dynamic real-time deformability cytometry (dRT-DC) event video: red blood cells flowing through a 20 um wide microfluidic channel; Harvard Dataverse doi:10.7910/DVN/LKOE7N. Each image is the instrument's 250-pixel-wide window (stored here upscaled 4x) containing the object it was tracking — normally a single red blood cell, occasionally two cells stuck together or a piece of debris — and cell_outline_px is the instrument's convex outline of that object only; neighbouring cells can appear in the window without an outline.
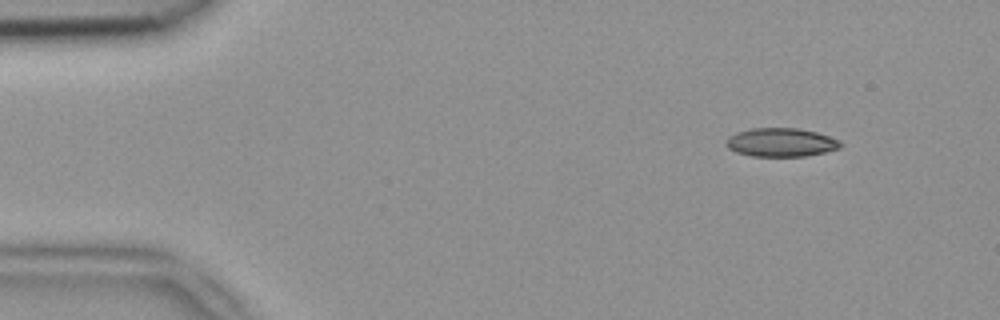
{"species": "common noctule bat (a hibernating species)", "species_latin": "Nyctalus noctula", "temperature_condition": "room temperature", "stored_images_in_passage": 48, "camera_frame_rate_fps": 3000, "um_per_image_px": 0.085, "animal": {"sex": "female", "body_mass_g": 18.4}, "frame": {"image": 1, "passage_image": 4, "time_ms": 1.0, "image_size_px": [1000, 320], "cell_outline_px": [[844, 144], [840, 148], [824, 152], [804, 156], [752, 156], [736, 152], [728, 148], [724, 144], [728, 136], [736, 132], [752, 128], [796, 128], [816, 132], [840, 140]], "centroid_in_image_um": [66.37, 12.1], "position_along_channel_um": 18.6, "area_um2": 19.13}}
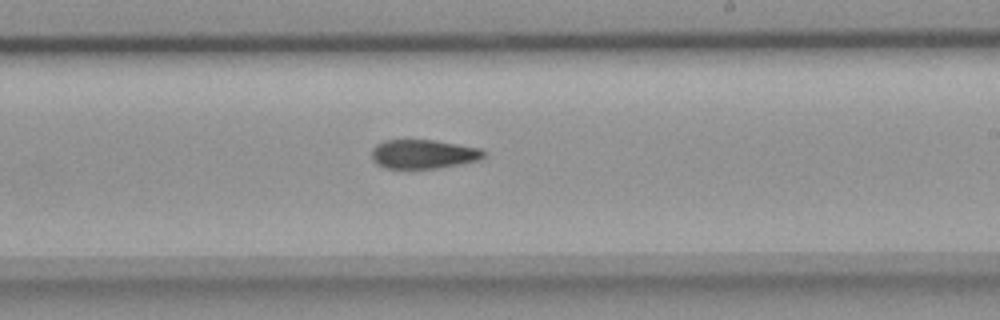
{"frame": {"image": 2, "passage_image": 28, "time_ms": 9.0, "image_size_px": [1000, 320], "cell_outline_px": [[484, 156], [480, 160], [436, 168], [384, 168], [376, 164], [372, 160], [372, 148], [376, 144], [384, 140], [432, 140], [480, 148], [484, 152]], "centroid_in_image_um": [35.94, 13.1], "position_along_channel_um": 253.1, "area_um2": 18.84}}
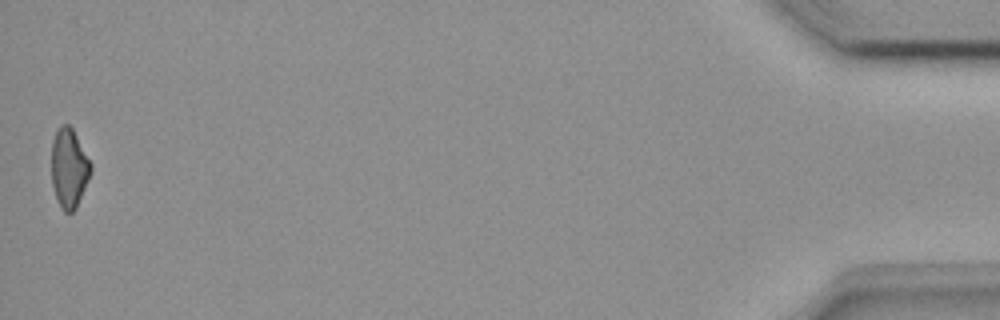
{"frame": {"image": 3, "passage_image": 48, "time_ms": 15.667, "image_size_px": [1000, 320], "cell_outline_px": [[92, 172], [76, 208], [72, 212], [64, 212], [60, 208], [56, 200], [52, 184], [52, 140], [56, 128], [60, 124], [68, 124], [72, 128], [92, 164]], "centroid_in_image_um": [5.86, 14.29], "position_along_channel_um": 429.3, "area_um2": 18.38}}